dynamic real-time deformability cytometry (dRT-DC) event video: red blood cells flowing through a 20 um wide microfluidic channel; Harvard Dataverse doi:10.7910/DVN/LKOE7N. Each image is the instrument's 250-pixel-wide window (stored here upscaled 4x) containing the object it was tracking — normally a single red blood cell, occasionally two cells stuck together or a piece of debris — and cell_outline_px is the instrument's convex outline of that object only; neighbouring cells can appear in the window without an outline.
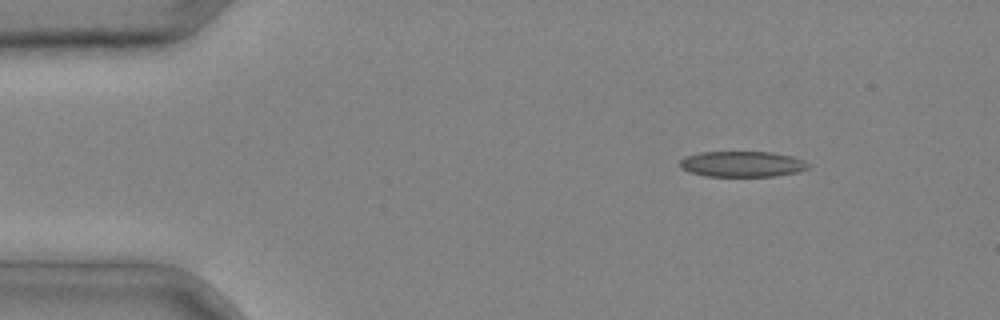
{"species": "common noctule bat (a hibernating species)", "species_latin": "Nyctalus noctula", "temperature_condition": "cold", "stored_images_in_passage": 2, "camera_frame_rate_fps": 3000, "um_per_image_px": 0.085, "animal": {"sex": "male", "body_mass_g": 20.4}, "frame": {"image": 1, "passage_image": 1, "time_ms": 0.0, "image_size_px": [1000, 320], "cell_outline_px": [[812, 164], [808, 168], [796, 172], [776, 176], [708, 176], [688, 172], [680, 168], [680, 160], [684, 156], [700, 152], [772, 152], [792, 156], [804, 160]], "centroid_in_image_um": [63.08, 13.94], "position_along_channel_um": 21.9, "area_um2": 19.36}}